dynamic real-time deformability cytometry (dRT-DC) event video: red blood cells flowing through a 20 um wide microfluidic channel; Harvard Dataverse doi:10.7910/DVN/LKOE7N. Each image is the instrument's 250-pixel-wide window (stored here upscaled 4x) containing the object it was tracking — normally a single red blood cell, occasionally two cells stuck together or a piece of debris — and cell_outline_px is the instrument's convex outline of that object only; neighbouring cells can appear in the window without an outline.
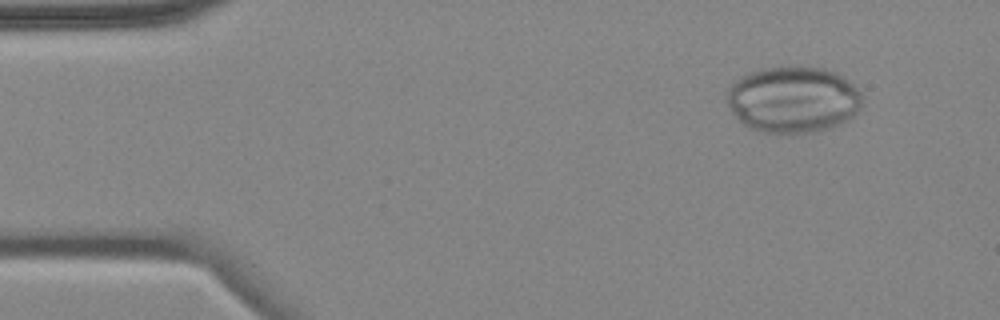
{"species": "common noctule bat (a hibernating species)", "species_latin": "Nyctalus noctula", "temperature_condition": "cold", "stored_images_in_passage": 10, "camera_frame_rate_fps": 3000, "um_per_image_px": 0.085, "animal": {"sex": "female", "body_mass_g": 18.4}, "frame": {"image": 1, "passage_image": 1, "time_ms": 0.0, "image_size_px": [1000, 320], "cell_outline_px": [[860, 104], [856, 112], [852, 116], [828, 128], [812, 132], [784, 136], [764, 132], [752, 128], [744, 124], [732, 112], [728, 104], [728, 88], [740, 76], [748, 72], [764, 68], [824, 68], [840, 76], [852, 84], [860, 92]], "centroid_in_image_um": [67.36, 8.5], "position_along_channel_um": 17.6, "area_um2": 51.67}}